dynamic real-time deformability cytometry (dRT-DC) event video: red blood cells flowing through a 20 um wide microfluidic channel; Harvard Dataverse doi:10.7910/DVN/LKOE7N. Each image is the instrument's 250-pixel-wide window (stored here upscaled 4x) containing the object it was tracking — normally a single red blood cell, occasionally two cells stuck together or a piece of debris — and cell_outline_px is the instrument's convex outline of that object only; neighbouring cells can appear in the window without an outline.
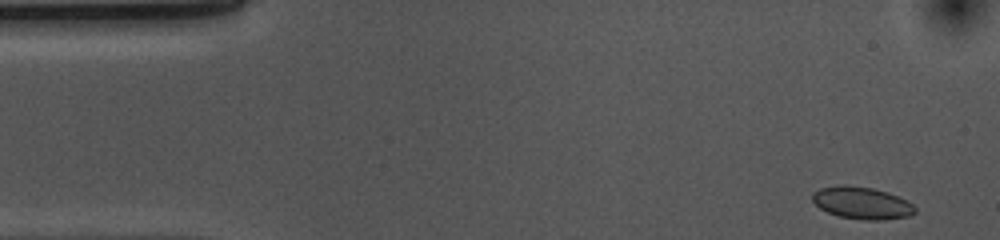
{"species": "common noctule bat (a hibernating species)", "species_latin": "Nyctalus noctula", "temperature_condition": "cold", "stored_images_in_passage": 49, "camera_frame_rate_fps": 3000, "um_per_image_px": 0.085, "animal": {"sex": "female", "body_mass_g": 10.0, "forearm_length_mm": 53.1}, "frame": {"image": 1, "passage_image": 1, "time_ms": 0.0, "image_size_px": [1000, 240], "cell_outline_px": [[916, 212], [908, 216], [880, 220], [864, 220], [840, 216], [828, 212], [820, 208], [812, 200], [812, 192], [820, 188], [840, 184], [872, 188], [888, 192], [908, 200], [916, 208]], "centroid_in_image_um": [73.26, 17.24], "position_along_channel_um": 11.7, "area_um2": 19.25}}
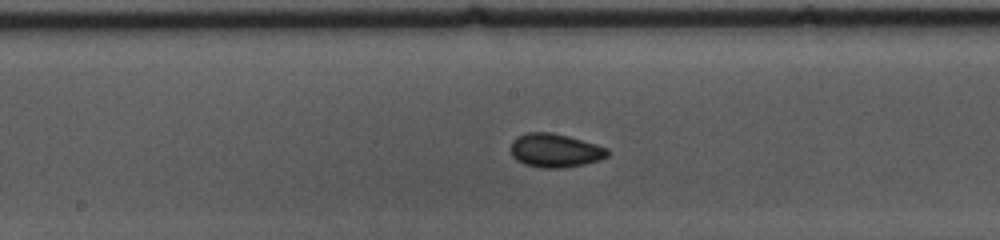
{"frame": {"image": 2, "passage_image": 24, "time_ms": 7.667, "image_size_px": [1000, 240], "cell_outline_px": [[608, 156], [600, 160], [584, 164], [564, 168], [544, 168], [524, 164], [516, 160], [512, 156], [512, 140], [516, 136], [528, 132], [552, 132], [568, 136], [596, 144], [608, 148]], "centroid_in_image_um": [47.18, 12.79], "position_along_channel_um": 201.0, "area_um2": 19.07}}
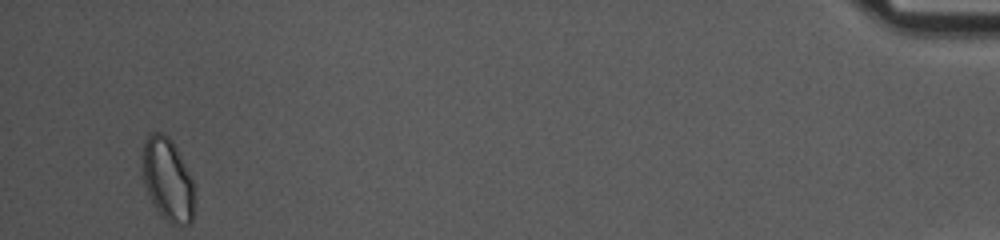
{"frame": {"image": 3, "passage_image": 49, "time_ms": 16.0, "image_size_px": [1000, 240], "cell_outline_px": [[192, 224], [172, 224], [156, 208], [144, 184], [144, 140], [152, 132], [160, 132], [168, 136], [172, 140], [192, 180]], "centroid_in_image_um": [14.25, 15.23], "position_along_channel_um": 421.0, "area_um2": 23.99}, "authors_computed_cell_mechanics": {"area_um2": 18.6116, "velocity_mm_per_s": 3.676, "shape_relaxation_time_tau1_ms": 2.2949, "shape_relaxation_time_tau2_ms": 2.2704, "deformation_change_tau1": 0.0577, "deformation_change_tau2": 0.0412}}